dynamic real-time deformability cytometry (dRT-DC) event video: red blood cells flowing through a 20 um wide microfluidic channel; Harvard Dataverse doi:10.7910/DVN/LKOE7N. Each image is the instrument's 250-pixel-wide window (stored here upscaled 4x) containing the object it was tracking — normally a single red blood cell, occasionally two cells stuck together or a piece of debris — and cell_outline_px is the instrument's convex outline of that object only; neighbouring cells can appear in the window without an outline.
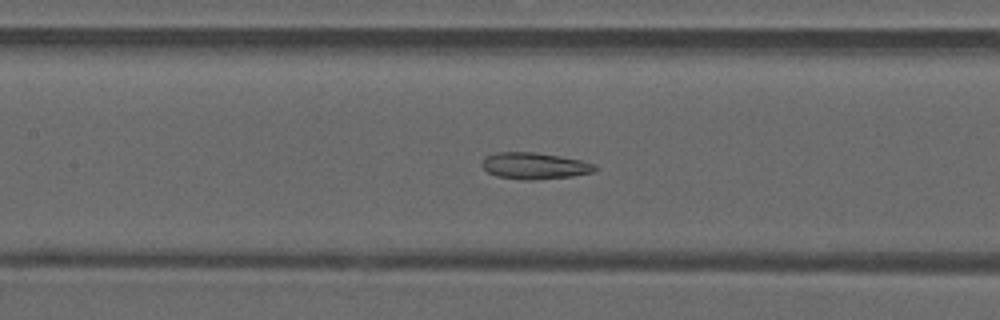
{"species": "common noctule bat (a hibernating species)", "species_latin": "Nyctalus noctula", "temperature_condition": "warm", "stored_images_in_passage": 49, "camera_frame_rate_fps": 3000, "um_per_image_px": 0.085, "animal": {"sex": "male", "forearm_length_mm": 52.5}, "frame": {"image": 1, "passage_image": 22, "time_ms": 7.0, "image_size_px": [1000, 320], "cell_outline_px": [[596, 172], [572, 176], [532, 180], [524, 180], [496, 176], [488, 172], [480, 164], [484, 156], [496, 152], [536, 152], [560, 156], [580, 160], [596, 164]], "centroid_in_image_um": [45.42, 14.09], "position_along_channel_um": 162.0, "area_um2": 17.63}}
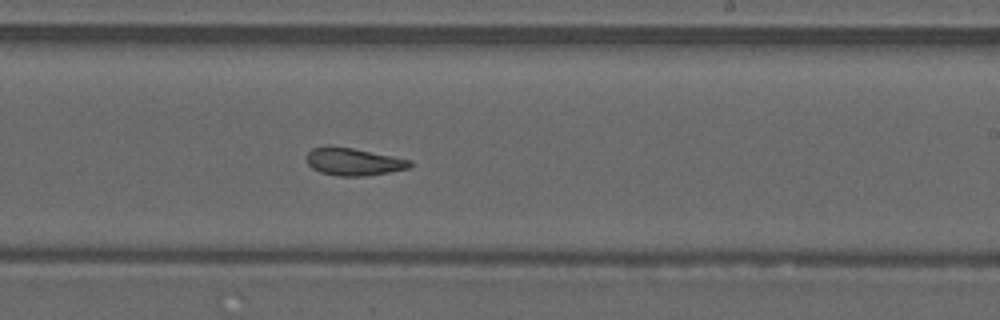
{"frame": {"image": 2, "passage_image": 29, "time_ms": 9.333, "image_size_px": [1000, 320], "cell_outline_px": [[412, 164], [408, 168], [388, 172], [364, 176], [340, 176], [320, 172], [312, 168], [304, 160], [308, 152], [312, 148], [352, 148], [412, 160]], "centroid_in_image_um": [30.04, 13.77], "position_along_channel_um": 259.0, "area_um2": 16.13}}
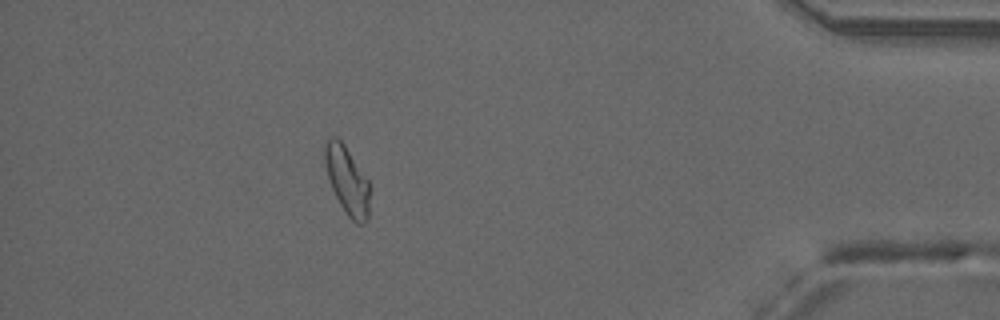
{"frame": {"image": 3, "passage_image": 43, "time_ms": 14.0, "image_size_px": [1000, 320], "cell_outline_px": [[368, 220], [364, 224], [356, 224], [348, 216], [340, 204], [332, 188], [328, 176], [324, 156], [324, 144], [332, 136], [336, 136], [344, 144], [368, 180]], "centroid_in_image_um": [29.5, 15.34], "position_along_channel_um": 405.7, "area_um2": 17.4}, "authors_computed_cell_mechanics": {"area_um2": 17.7446, "velocity_mm_per_s": 4.1729, "shape_relaxation_time_tau1_ms": null, "shape_relaxation_time_tau2_ms": 1.9799, "deformation_change_tau1": null, "deformation_change_tau2": 0.0848}}